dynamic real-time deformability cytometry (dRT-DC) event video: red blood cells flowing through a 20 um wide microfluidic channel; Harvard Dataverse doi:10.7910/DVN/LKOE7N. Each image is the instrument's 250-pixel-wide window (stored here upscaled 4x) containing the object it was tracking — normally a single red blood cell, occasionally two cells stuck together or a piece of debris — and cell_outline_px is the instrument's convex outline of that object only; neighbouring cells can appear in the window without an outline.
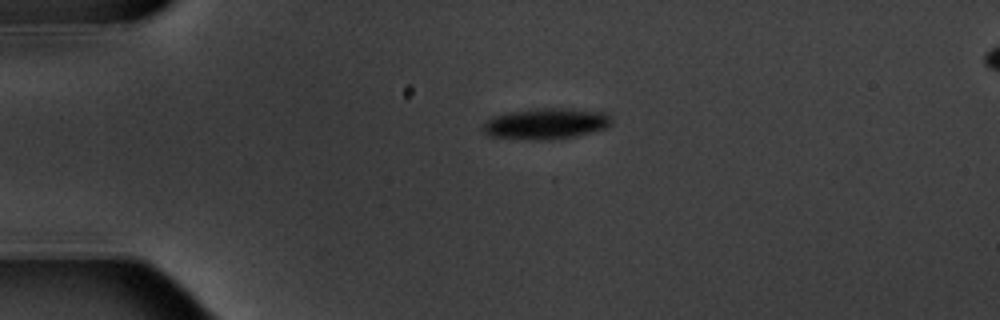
{"species": "common noctule bat (a hibernating species)", "species_latin": "Nyctalus noctula", "temperature_condition": "warm", "stored_images_in_passage": 3, "segment_of_instrument_passage": [1, 2], "camera_frame_rate_fps": 3000, "um_per_image_px": 0.085, "animal": {"sex": "male", "body_mass_g": 20.1, "forearm_length_mm": 53.5}, "frame": {"image": 1, "passage_image": 1, "time_ms": 0.0, "image_size_px": [1000, 320], "cell_outline_px": [[612, 120], [604, 128], [576, 136], [560, 140], [532, 140], [488, 136], [480, 128], [484, 120], [492, 116], [504, 112], [536, 108], [560, 108], [604, 112]], "centroid_in_image_um": [46.28, 10.52], "position_along_channel_um": 38.7, "area_um2": 23.52}}